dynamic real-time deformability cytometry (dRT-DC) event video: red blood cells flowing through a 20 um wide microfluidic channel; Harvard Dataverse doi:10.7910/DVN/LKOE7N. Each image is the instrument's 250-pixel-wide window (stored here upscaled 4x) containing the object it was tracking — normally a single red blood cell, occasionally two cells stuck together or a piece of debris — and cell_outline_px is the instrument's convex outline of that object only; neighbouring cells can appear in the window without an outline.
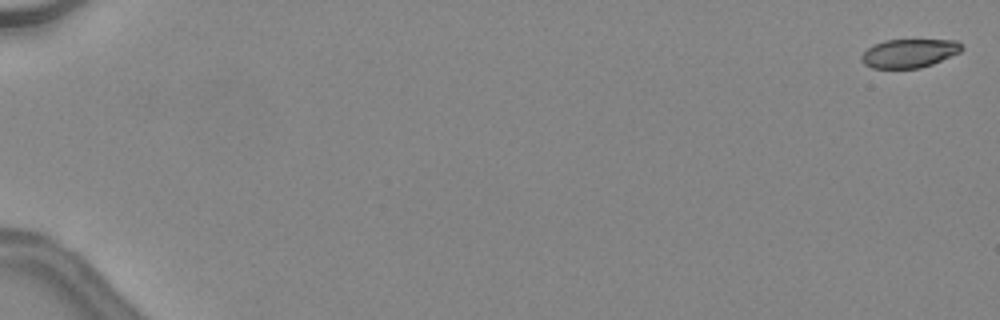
{"species": "common noctule bat (a hibernating species)", "species_latin": "Nyctalus noctula", "temperature_condition": "warm", "stored_images_in_passage": 9, "camera_frame_rate_fps": 3000, "um_per_image_px": 0.085, "animal": {"sex": "female", "body_mass_g": 24.6, "forearm_length_mm": 56.2}, "frame": {"image": 1, "passage_image": 1, "time_ms": 0.0, "image_size_px": [1000, 320], "cell_outline_px": [[964, 48], [960, 52], [932, 64], [920, 68], [872, 68], [864, 64], [860, 60], [860, 56], [872, 44], [884, 40], [956, 40]], "centroid_in_image_um": [77.25, 4.52], "position_along_channel_um": 7.8, "area_um2": 16.76}}